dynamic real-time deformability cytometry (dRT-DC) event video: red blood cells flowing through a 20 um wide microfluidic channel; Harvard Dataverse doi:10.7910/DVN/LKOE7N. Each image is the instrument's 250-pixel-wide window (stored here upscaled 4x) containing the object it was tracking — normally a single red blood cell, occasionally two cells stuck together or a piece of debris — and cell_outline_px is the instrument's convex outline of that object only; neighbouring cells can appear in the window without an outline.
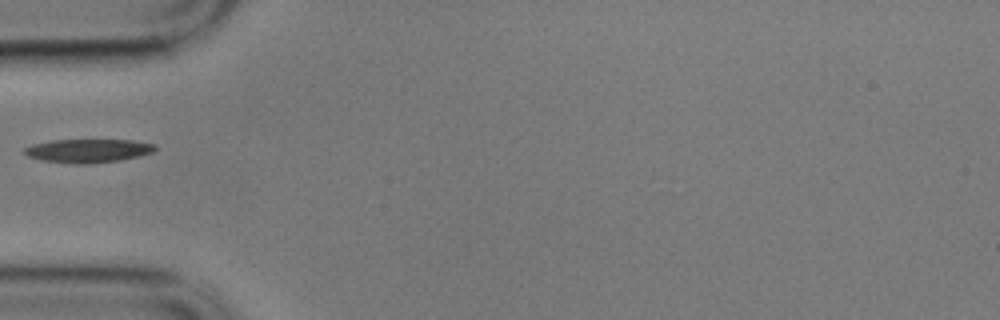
{"species": "common noctule bat (a hibernating species)", "species_latin": "Nyctalus noctula", "temperature_condition": "cold", "stored_images_in_passage": 23, "camera_frame_rate_fps": 3000, "um_per_image_px": 0.085, "animal": {"sex": "male", "body_mass_g": 17.9}, "frame": {"image": 1, "passage_image": 1, "time_ms": 0.0, "image_size_px": [1000, 320], "cell_outline_px": [[156, 148], [152, 152], [140, 156], [120, 160], [92, 164], [72, 164], [40, 160], [28, 156], [24, 152], [24, 148], [32, 144], [52, 140], [132, 140], [156, 144]], "centroid_in_image_um": [7.48, 12.82], "position_along_channel_um": 77.5, "area_um2": 18.09}}
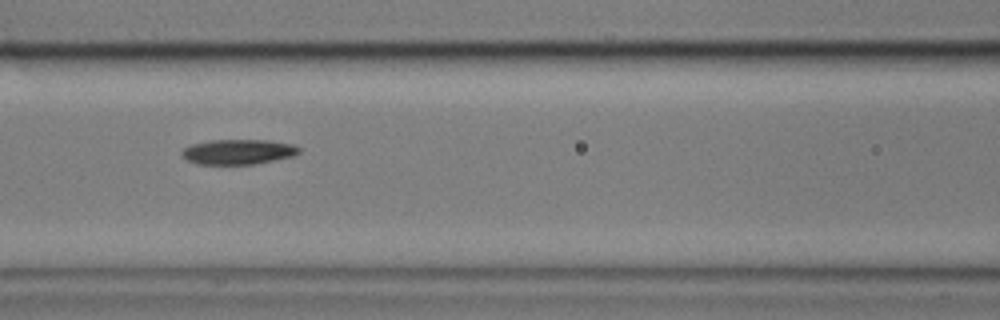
{"frame": {"image": 2, "passage_image": 7, "time_ms": 2.0, "image_size_px": [1000, 320], "cell_outline_px": [[300, 152], [292, 156], [256, 164], [196, 164], [188, 160], [180, 152], [184, 148], [192, 144], [208, 140], [268, 140], [292, 144], [300, 148]], "centroid_in_image_um": [20.24, 12.9], "position_along_channel_um": 146.4, "area_um2": 17.05}}
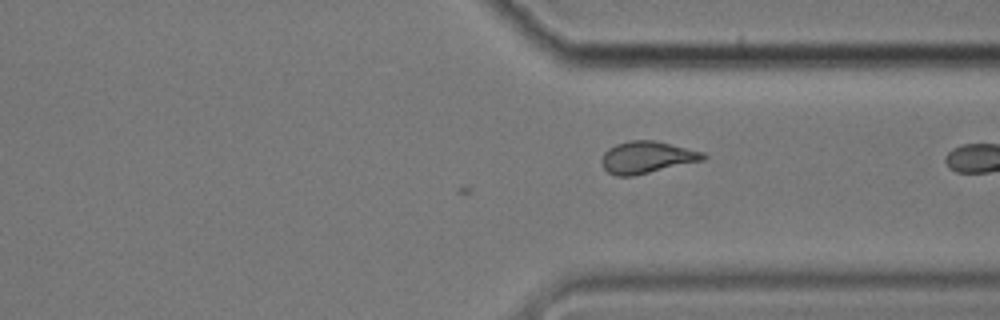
{"frame": {"image": 3, "passage_image": 23, "time_ms": 7.333, "image_size_px": [1000, 320], "cell_outline_px": [[708, 156], [704, 160], [632, 176], [616, 176], [608, 172], [604, 168], [600, 160], [604, 152], [608, 148], [616, 144], [628, 140], [652, 140], [704, 152]], "centroid_in_image_um": [54.96, 13.37], "position_along_channel_um": 356.4, "area_um2": 18.84}}